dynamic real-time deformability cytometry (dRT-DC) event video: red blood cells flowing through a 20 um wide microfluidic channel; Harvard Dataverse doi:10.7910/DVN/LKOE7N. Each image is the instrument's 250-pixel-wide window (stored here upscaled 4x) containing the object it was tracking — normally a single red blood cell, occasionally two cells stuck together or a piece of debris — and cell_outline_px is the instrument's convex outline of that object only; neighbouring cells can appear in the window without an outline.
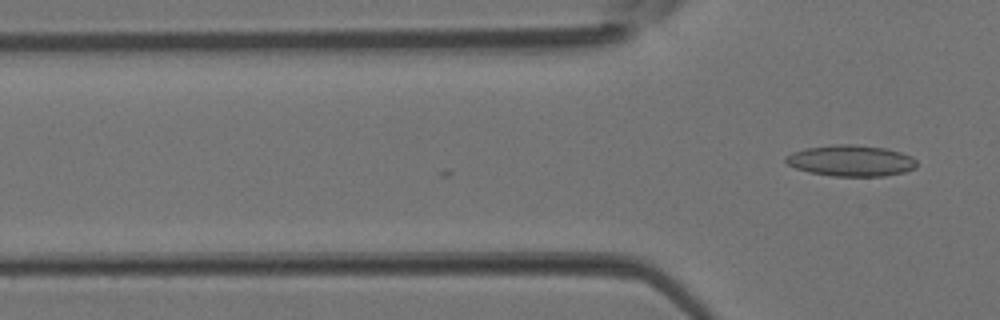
{"species": "Egyptian fruit bat (a non-hibernating species)", "species_latin": "Rousettus aegyptiacus", "temperature_condition": "room temperature", "stored_images_in_passage": 12, "camera_frame_rate_fps": 3000, "um_per_image_px": 0.085, "animal": {"sex": "female"}, "frame": {"image": 1, "passage_image": 12, "time_ms": 3.667, "image_size_px": [1000, 320], "cell_outline_px": [[916, 168], [904, 172], [884, 176], [832, 176], [808, 172], [796, 168], [788, 164], [784, 160], [784, 156], [792, 152], [808, 148], [836, 144], [852, 144], [888, 148], [912, 156], [916, 160]], "centroid_in_image_um": [72.34, 13.66], "position_along_channel_um": 53.5, "area_um2": 23.87}}